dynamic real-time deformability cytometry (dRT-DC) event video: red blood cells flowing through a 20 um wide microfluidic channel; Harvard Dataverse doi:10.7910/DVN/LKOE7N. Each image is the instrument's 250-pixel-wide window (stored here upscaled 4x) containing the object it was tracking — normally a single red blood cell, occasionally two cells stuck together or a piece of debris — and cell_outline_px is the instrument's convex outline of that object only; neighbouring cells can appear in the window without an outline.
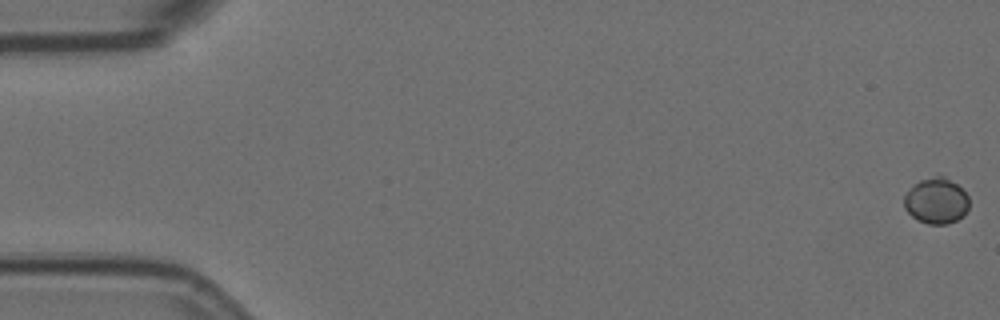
{"species": "Egyptian fruit bat (a non-hibernating species)", "species_latin": "Rousettus aegyptiacus", "temperature_condition": "room temperature", "stored_images_in_passage": 4, "camera_frame_rate_fps": 3000, "um_per_image_px": 0.085, "animal": {"sex": "female"}, "frame": {"image": 1, "passage_image": 4, "time_ms": 1.0, "image_size_px": [1000, 320], "cell_outline_px": [[968, 208], [964, 216], [948, 224], [928, 224], [916, 220], [904, 208], [904, 196], [920, 180], [936, 172], [944, 176], [956, 184], [968, 196]], "centroid_in_image_um": [79.58, 17.06], "position_along_channel_um": 5.4, "area_um2": 17.51}}